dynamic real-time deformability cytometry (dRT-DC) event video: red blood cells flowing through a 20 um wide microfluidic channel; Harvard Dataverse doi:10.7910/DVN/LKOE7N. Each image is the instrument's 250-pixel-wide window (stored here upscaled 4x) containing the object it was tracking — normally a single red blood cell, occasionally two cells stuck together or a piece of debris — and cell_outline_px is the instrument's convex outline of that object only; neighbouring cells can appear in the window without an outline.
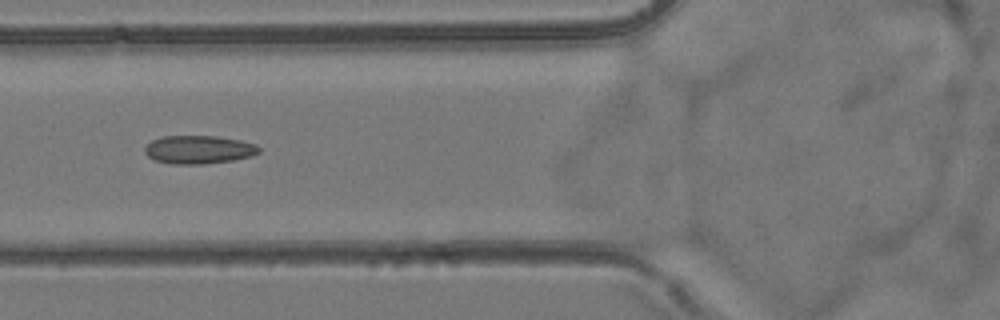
{"species": "common noctule bat (a hibernating species)", "species_latin": "Nyctalus noctula", "temperature_condition": "room temperature", "stored_images_in_passage": 3, "camera_frame_rate_fps": 3000, "um_per_image_px": 0.085, "animal": {"sex": "female", "body_mass_g": 24.6, "forearm_length_mm": 56.2}, "frame": {"image": 1, "passage_image": 3, "time_ms": 3.0, "image_size_px": [1000, 320], "cell_outline_px": [[260, 152], [252, 156], [232, 160], [204, 164], [172, 164], [156, 160], [148, 156], [144, 152], [144, 148], [152, 140], [160, 136], [216, 136], [240, 140], [256, 144], [260, 148]], "centroid_in_image_um": [16.9, 12.71], "position_along_channel_um": 108.9, "area_um2": 18.84}}